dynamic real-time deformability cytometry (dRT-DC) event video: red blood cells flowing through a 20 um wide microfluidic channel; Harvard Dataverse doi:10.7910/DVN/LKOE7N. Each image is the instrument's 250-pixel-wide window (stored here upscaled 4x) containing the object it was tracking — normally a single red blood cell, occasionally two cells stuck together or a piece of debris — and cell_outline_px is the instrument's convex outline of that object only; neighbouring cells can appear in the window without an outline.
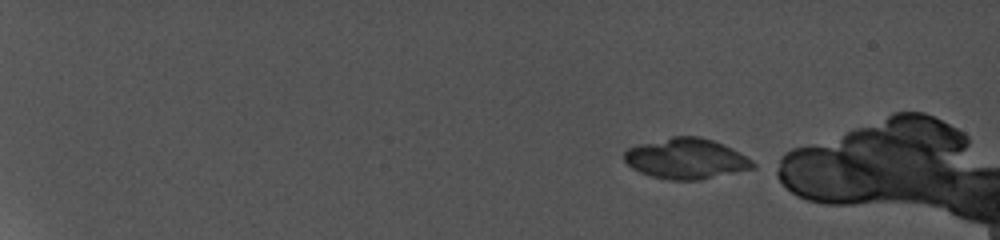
{"species": "common noctule bat (a hibernating species)", "species_latin": "Nyctalus noctula", "temperature_condition": "cold", "stored_images_in_passage": 13, "segment_of_instrument_passage": [1, 2], "camera_frame_rate_fps": 5000, "um_per_image_px": 0.085, "animal": {"sex": "female", "body_mass_g": 19.0, "forearm_length_mm": 56.7}, "frame": {"image": 1, "passage_image": 1, "time_ms": 0.0, "image_size_px": [1000, 240], "cell_outline_px": [[752, 168], [696, 180], [672, 180], [652, 176], [628, 164], [624, 160], [624, 152], [628, 148], [676, 136], [696, 136], [712, 140], [744, 156], [752, 164]], "centroid_in_image_um": [58.26, 13.49], "position_along_channel_um": 26.7, "area_um2": 28.84}}
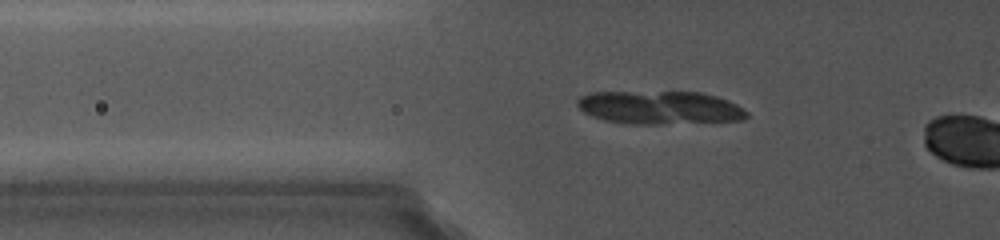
{"frame": {"image": 2, "passage_image": 6, "time_ms": 5.0, "image_size_px": [1000, 240], "cell_outline_px": [[748, 116], [740, 120], [656, 124], [624, 124], [604, 120], [592, 116], [584, 112], [576, 104], [580, 96], [592, 92], [700, 92], [716, 96], [748, 112]], "centroid_in_image_um": [56.0, 9.15], "position_along_channel_um": 69.8, "area_um2": 32.48}}